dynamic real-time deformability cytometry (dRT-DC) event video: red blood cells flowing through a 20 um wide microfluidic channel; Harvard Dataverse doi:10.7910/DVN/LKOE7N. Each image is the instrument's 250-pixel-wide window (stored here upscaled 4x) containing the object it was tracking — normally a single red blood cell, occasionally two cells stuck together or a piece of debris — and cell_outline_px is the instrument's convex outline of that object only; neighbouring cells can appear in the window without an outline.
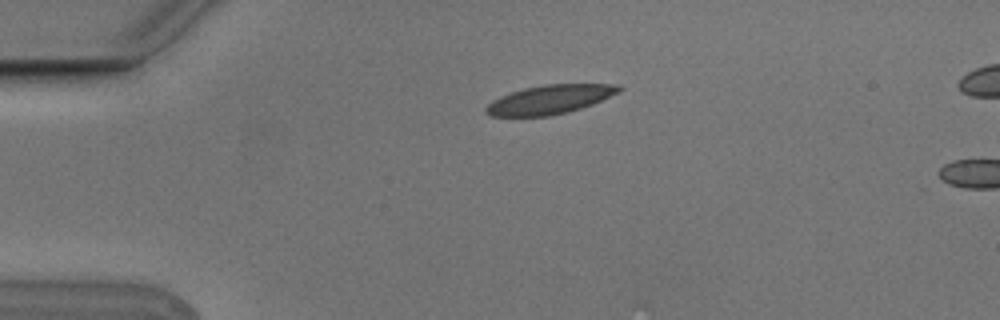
{"species": "Egyptian fruit bat (a non-hibernating species)", "species_latin": "Rousettus aegyptiacus", "temperature_condition": "cold", "stored_images_in_passage": 3, "camera_frame_rate_fps": 3000, "um_per_image_px": 0.085, "animal": {"sex": "male"}, "frame": {"image": 1, "passage_image": 1, "time_ms": 0.0, "image_size_px": [1000, 320], "cell_outline_px": [[624, 88], [620, 92], [592, 104], [568, 112], [548, 116], [492, 116], [484, 112], [484, 108], [492, 100], [500, 96], [524, 88], [544, 84], [620, 84]], "centroid_in_image_um": [46.74, 8.45], "position_along_channel_um": 38.3, "area_um2": 22.48}}